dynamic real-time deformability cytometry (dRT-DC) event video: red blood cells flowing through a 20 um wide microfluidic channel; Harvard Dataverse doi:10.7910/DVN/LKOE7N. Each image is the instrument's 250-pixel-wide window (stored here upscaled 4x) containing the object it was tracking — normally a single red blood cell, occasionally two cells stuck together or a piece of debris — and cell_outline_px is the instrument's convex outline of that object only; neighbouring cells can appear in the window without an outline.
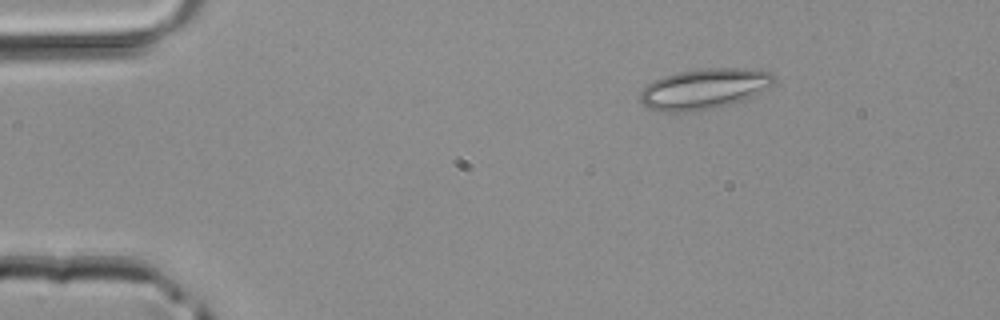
{"species": "common noctule bat (a hibernating species)", "species_latin": "Nyctalus noctula", "temperature_condition": "room temperature", "stored_images_in_passage": 3, "camera_frame_rate_fps": 3000, "um_per_image_px": 0.085, "animal": {"sex": "male", "body_mass_g": 20.4}, "frame": {"image": 1, "passage_image": 1, "time_ms": 0.0, "image_size_px": [1000, 320], "cell_outline_px": [[776, 76], [772, 84], [752, 96], [744, 100], [700, 112], [664, 112], [648, 108], [640, 100], [640, 92], [652, 80], [664, 76], [680, 72], [700, 68], [748, 68], [772, 72]], "centroid_in_image_um": [59.85, 7.56], "position_along_channel_um": 25.2, "area_um2": 31.79}}